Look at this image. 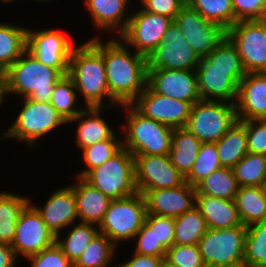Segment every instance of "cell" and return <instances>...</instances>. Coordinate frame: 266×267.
<instances>
[{"mask_svg": "<svg viewBox=\"0 0 266 267\" xmlns=\"http://www.w3.org/2000/svg\"><path fill=\"white\" fill-rule=\"evenodd\" d=\"M145 222L155 228L157 241L166 248H170L174 242V217L146 215Z\"/></svg>", "mask_w": 266, "mask_h": 267, "instance_id": "cell-48", "label": "cell"}, {"mask_svg": "<svg viewBox=\"0 0 266 267\" xmlns=\"http://www.w3.org/2000/svg\"><path fill=\"white\" fill-rule=\"evenodd\" d=\"M12 1L14 2L15 0H0V2H3V3H5V2L8 3V2H12Z\"/></svg>", "mask_w": 266, "mask_h": 267, "instance_id": "cell-56", "label": "cell"}, {"mask_svg": "<svg viewBox=\"0 0 266 267\" xmlns=\"http://www.w3.org/2000/svg\"><path fill=\"white\" fill-rule=\"evenodd\" d=\"M27 259L31 267H74L56 243Z\"/></svg>", "mask_w": 266, "mask_h": 267, "instance_id": "cell-46", "label": "cell"}, {"mask_svg": "<svg viewBox=\"0 0 266 267\" xmlns=\"http://www.w3.org/2000/svg\"><path fill=\"white\" fill-rule=\"evenodd\" d=\"M227 36L236 45L246 73L266 72V23L238 21Z\"/></svg>", "mask_w": 266, "mask_h": 267, "instance_id": "cell-11", "label": "cell"}, {"mask_svg": "<svg viewBox=\"0 0 266 267\" xmlns=\"http://www.w3.org/2000/svg\"><path fill=\"white\" fill-rule=\"evenodd\" d=\"M215 145L221 166L233 168L248 153L245 127L237 120Z\"/></svg>", "mask_w": 266, "mask_h": 267, "instance_id": "cell-29", "label": "cell"}, {"mask_svg": "<svg viewBox=\"0 0 266 267\" xmlns=\"http://www.w3.org/2000/svg\"><path fill=\"white\" fill-rule=\"evenodd\" d=\"M162 267H177V266H174V265H171L170 263H168L165 259L162 263Z\"/></svg>", "mask_w": 266, "mask_h": 267, "instance_id": "cell-55", "label": "cell"}, {"mask_svg": "<svg viewBox=\"0 0 266 267\" xmlns=\"http://www.w3.org/2000/svg\"><path fill=\"white\" fill-rule=\"evenodd\" d=\"M132 105L145 117L172 128L185 127L192 105L154 92L148 85Z\"/></svg>", "mask_w": 266, "mask_h": 267, "instance_id": "cell-18", "label": "cell"}, {"mask_svg": "<svg viewBox=\"0 0 266 267\" xmlns=\"http://www.w3.org/2000/svg\"><path fill=\"white\" fill-rule=\"evenodd\" d=\"M98 233V226H95L94 224L79 222L77 225H75L74 223L71 231L67 232V237L61 239V233L56 235L55 243L60 247L66 257L74 264L81 256L89 242Z\"/></svg>", "mask_w": 266, "mask_h": 267, "instance_id": "cell-34", "label": "cell"}, {"mask_svg": "<svg viewBox=\"0 0 266 267\" xmlns=\"http://www.w3.org/2000/svg\"><path fill=\"white\" fill-rule=\"evenodd\" d=\"M127 119L121 128L125 137L122 147L133 156L169 155L174 128L145 117L132 104L122 105Z\"/></svg>", "mask_w": 266, "mask_h": 267, "instance_id": "cell-4", "label": "cell"}, {"mask_svg": "<svg viewBox=\"0 0 266 267\" xmlns=\"http://www.w3.org/2000/svg\"><path fill=\"white\" fill-rule=\"evenodd\" d=\"M235 106L237 120L266 119V72L246 73Z\"/></svg>", "mask_w": 266, "mask_h": 267, "instance_id": "cell-21", "label": "cell"}, {"mask_svg": "<svg viewBox=\"0 0 266 267\" xmlns=\"http://www.w3.org/2000/svg\"><path fill=\"white\" fill-rule=\"evenodd\" d=\"M23 101V107L15 122L2 134L3 139H19L31 147L35 141L49 135L58 126L68 124L50 102H38L28 98H23Z\"/></svg>", "mask_w": 266, "mask_h": 267, "instance_id": "cell-6", "label": "cell"}, {"mask_svg": "<svg viewBox=\"0 0 266 267\" xmlns=\"http://www.w3.org/2000/svg\"><path fill=\"white\" fill-rule=\"evenodd\" d=\"M101 110V107H84L83 111L68 121V123L80 122L76 129L75 143L81 151L99 141L110 139L116 134L101 116Z\"/></svg>", "mask_w": 266, "mask_h": 267, "instance_id": "cell-26", "label": "cell"}, {"mask_svg": "<svg viewBox=\"0 0 266 267\" xmlns=\"http://www.w3.org/2000/svg\"><path fill=\"white\" fill-rule=\"evenodd\" d=\"M234 17L238 21L263 20L266 0H232Z\"/></svg>", "mask_w": 266, "mask_h": 267, "instance_id": "cell-47", "label": "cell"}, {"mask_svg": "<svg viewBox=\"0 0 266 267\" xmlns=\"http://www.w3.org/2000/svg\"><path fill=\"white\" fill-rule=\"evenodd\" d=\"M56 235L47 227L31 202L22 210L11 244L16 256L28 258L52 246Z\"/></svg>", "mask_w": 266, "mask_h": 267, "instance_id": "cell-14", "label": "cell"}, {"mask_svg": "<svg viewBox=\"0 0 266 267\" xmlns=\"http://www.w3.org/2000/svg\"><path fill=\"white\" fill-rule=\"evenodd\" d=\"M195 188L196 195H208L226 200H235L239 185L233 169L221 167L200 181Z\"/></svg>", "mask_w": 266, "mask_h": 267, "instance_id": "cell-32", "label": "cell"}, {"mask_svg": "<svg viewBox=\"0 0 266 267\" xmlns=\"http://www.w3.org/2000/svg\"><path fill=\"white\" fill-rule=\"evenodd\" d=\"M36 1H38V3H39V2H42V3L46 2V3H47V2H49L50 0H36Z\"/></svg>", "mask_w": 266, "mask_h": 267, "instance_id": "cell-57", "label": "cell"}, {"mask_svg": "<svg viewBox=\"0 0 266 267\" xmlns=\"http://www.w3.org/2000/svg\"><path fill=\"white\" fill-rule=\"evenodd\" d=\"M0 83L6 82V70L0 66Z\"/></svg>", "mask_w": 266, "mask_h": 267, "instance_id": "cell-53", "label": "cell"}, {"mask_svg": "<svg viewBox=\"0 0 266 267\" xmlns=\"http://www.w3.org/2000/svg\"><path fill=\"white\" fill-rule=\"evenodd\" d=\"M201 100L236 103L239 82L245 77L244 68L214 67L199 64L196 68Z\"/></svg>", "mask_w": 266, "mask_h": 267, "instance_id": "cell-15", "label": "cell"}, {"mask_svg": "<svg viewBox=\"0 0 266 267\" xmlns=\"http://www.w3.org/2000/svg\"><path fill=\"white\" fill-rule=\"evenodd\" d=\"M236 121L235 103L200 100L192 105L185 128L201 143H216Z\"/></svg>", "mask_w": 266, "mask_h": 267, "instance_id": "cell-8", "label": "cell"}, {"mask_svg": "<svg viewBox=\"0 0 266 267\" xmlns=\"http://www.w3.org/2000/svg\"><path fill=\"white\" fill-rule=\"evenodd\" d=\"M8 95L7 93V83H0V105L4 101V97Z\"/></svg>", "mask_w": 266, "mask_h": 267, "instance_id": "cell-52", "label": "cell"}, {"mask_svg": "<svg viewBox=\"0 0 266 267\" xmlns=\"http://www.w3.org/2000/svg\"><path fill=\"white\" fill-rule=\"evenodd\" d=\"M238 121L246 130L248 152L266 155V119Z\"/></svg>", "mask_w": 266, "mask_h": 267, "instance_id": "cell-45", "label": "cell"}, {"mask_svg": "<svg viewBox=\"0 0 266 267\" xmlns=\"http://www.w3.org/2000/svg\"><path fill=\"white\" fill-rule=\"evenodd\" d=\"M221 167L215 143H202L190 172L185 176V182L195 187Z\"/></svg>", "mask_w": 266, "mask_h": 267, "instance_id": "cell-40", "label": "cell"}, {"mask_svg": "<svg viewBox=\"0 0 266 267\" xmlns=\"http://www.w3.org/2000/svg\"><path fill=\"white\" fill-rule=\"evenodd\" d=\"M18 257L12 246L6 243H0V267H14Z\"/></svg>", "mask_w": 266, "mask_h": 267, "instance_id": "cell-51", "label": "cell"}, {"mask_svg": "<svg viewBox=\"0 0 266 267\" xmlns=\"http://www.w3.org/2000/svg\"><path fill=\"white\" fill-rule=\"evenodd\" d=\"M263 21L266 23V13H265V17H264Z\"/></svg>", "mask_w": 266, "mask_h": 267, "instance_id": "cell-58", "label": "cell"}, {"mask_svg": "<svg viewBox=\"0 0 266 267\" xmlns=\"http://www.w3.org/2000/svg\"><path fill=\"white\" fill-rule=\"evenodd\" d=\"M146 215L145 200L139 192L111 200L98 226L99 233L106 235L116 246L121 241H132L144 224Z\"/></svg>", "mask_w": 266, "mask_h": 267, "instance_id": "cell-7", "label": "cell"}, {"mask_svg": "<svg viewBox=\"0 0 266 267\" xmlns=\"http://www.w3.org/2000/svg\"><path fill=\"white\" fill-rule=\"evenodd\" d=\"M235 203L243 225L266 221V186L239 187Z\"/></svg>", "mask_w": 266, "mask_h": 267, "instance_id": "cell-27", "label": "cell"}, {"mask_svg": "<svg viewBox=\"0 0 266 267\" xmlns=\"http://www.w3.org/2000/svg\"><path fill=\"white\" fill-rule=\"evenodd\" d=\"M199 64H212L214 67L243 68L236 45L226 36L223 41Z\"/></svg>", "mask_w": 266, "mask_h": 267, "instance_id": "cell-42", "label": "cell"}, {"mask_svg": "<svg viewBox=\"0 0 266 267\" xmlns=\"http://www.w3.org/2000/svg\"><path fill=\"white\" fill-rule=\"evenodd\" d=\"M28 28L0 22V66L7 70L27 50Z\"/></svg>", "mask_w": 266, "mask_h": 267, "instance_id": "cell-30", "label": "cell"}, {"mask_svg": "<svg viewBox=\"0 0 266 267\" xmlns=\"http://www.w3.org/2000/svg\"><path fill=\"white\" fill-rule=\"evenodd\" d=\"M74 47L68 36L54 29H28L27 50L41 63L68 74Z\"/></svg>", "mask_w": 266, "mask_h": 267, "instance_id": "cell-16", "label": "cell"}, {"mask_svg": "<svg viewBox=\"0 0 266 267\" xmlns=\"http://www.w3.org/2000/svg\"><path fill=\"white\" fill-rule=\"evenodd\" d=\"M134 238L136 241L135 253L147 256L165 257L166 248L157 241L155 236V228H151L146 222L136 233Z\"/></svg>", "mask_w": 266, "mask_h": 267, "instance_id": "cell-44", "label": "cell"}, {"mask_svg": "<svg viewBox=\"0 0 266 267\" xmlns=\"http://www.w3.org/2000/svg\"><path fill=\"white\" fill-rule=\"evenodd\" d=\"M119 37L102 42L110 97L118 106L132 104L146 88L148 72L146 57L130 52V47Z\"/></svg>", "mask_w": 266, "mask_h": 267, "instance_id": "cell-1", "label": "cell"}, {"mask_svg": "<svg viewBox=\"0 0 266 267\" xmlns=\"http://www.w3.org/2000/svg\"><path fill=\"white\" fill-rule=\"evenodd\" d=\"M121 148L122 139H117V134L110 139L99 141L83 148V160L87 165V169L81 171L76 177L84 178L92 169L104 164Z\"/></svg>", "mask_w": 266, "mask_h": 267, "instance_id": "cell-41", "label": "cell"}, {"mask_svg": "<svg viewBox=\"0 0 266 267\" xmlns=\"http://www.w3.org/2000/svg\"><path fill=\"white\" fill-rule=\"evenodd\" d=\"M33 206L55 235L79 219L76 199L71 186L58 188L51 194L44 206L40 208L35 204Z\"/></svg>", "mask_w": 266, "mask_h": 267, "instance_id": "cell-22", "label": "cell"}, {"mask_svg": "<svg viewBox=\"0 0 266 267\" xmlns=\"http://www.w3.org/2000/svg\"><path fill=\"white\" fill-rule=\"evenodd\" d=\"M206 20L219 24L227 31L236 23L232 0H187Z\"/></svg>", "mask_w": 266, "mask_h": 267, "instance_id": "cell-38", "label": "cell"}, {"mask_svg": "<svg viewBox=\"0 0 266 267\" xmlns=\"http://www.w3.org/2000/svg\"><path fill=\"white\" fill-rule=\"evenodd\" d=\"M173 21L201 59L210 54L227 36L226 29L206 20L188 3L181 8Z\"/></svg>", "mask_w": 266, "mask_h": 267, "instance_id": "cell-12", "label": "cell"}, {"mask_svg": "<svg viewBox=\"0 0 266 267\" xmlns=\"http://www.w3.org/2000/svg\"><path fill=\"white\" fill-rule=\"evenodd\" d=\"M243 262L247 267L266 266V221L247 226Z\"/></svg>", "mask_w": 266, "mask_h": 267, "instance_id": "cell-37", "label": "cell"}, {"mask_svg": "<svg viewBox=\"0 0 266 267\" xmlns=\"http://www.w3.org/2000/svg\"><path fill=\"white\" fill-rule=\"evenodd\" d=\"M129 0H84L97 29L116 30L120 36L126 29L130 15H125Z\"/></svg>", "mask_w": 266, "mask_h": 267, "instance_id": "cell-24", "label": "cell"}, {"mask_svg": "<svg viewBox=\"0 0 266 267\" xmlns=\"http://www.w3.org/2000/svg\"><path fill=\"white\" fill-rule=\"evenodd\" d=\"M232 169L239 187L266 186V155L248 152Z\"/></svg>", "mask_w": 266, "mask_h": 267, "instance_id": "cell-35", "label": "cell"}, {"mask_svg": "<svg viewBox=\"0 0 266 267\" xmlns=\"http://www.w3.org/2000/svg\"><path fill=\"white\" fill-rule=\"evenodd\" d=\"M134 170L137 190L168 189L185 183L169 155L134 156Z\"/></svg>", "mask_w": 266, "mask_h": 267, "instance_id": "cell-17", "label": "cell"}, {"mask_svg": "<svg viewBox=\"0 0 266 267\" xmlns=\"http://www.w3.org/2000/svg\"><path fill=\"white\" fill-rule=\"evenodd\" d=\"M172 22V18L140 9L130 15L126 29L119 37L128 46L135 47V52L146 57L160 45Z\"/></svg>", "mask_w": 266, "mask_h": 267, "instance_id": "cell-13", "label": "cell"}, {"mask_svg": "<svg viewBox=\"0 0 266 267\" xmlns=\"http://www.w3.org/2000/svg\"><path fill=\"white\" fill-rule=\"evenodd\" d=\"M208 227L196 208L174 217V242L176 245H197Z\"/></svg>", "mask_w": 266, "mask_h": 267, "instance_id": "cell-33", "label": "cell"}, {"mask_svg": "<svg viewBox=\"0 0 266 267\" xmlns=\"http://www.w3.org/2000/svg\"><path fill=\"white\" fill-rule=\"evenodd\" d=\"M196 208L203 215L210 229L233 228L243 225L235 200L208 195H196Z\"/></svg>", "mask_w": 266, "mask_h": 267, "instance_id": "cell-25", "label": "cell"}, {"mask_svg": "<svg viewBox=\"0 0 266 267\" xmlns=\"http://www.w3.org/2000/svg\"><path fill=\"white\" fill-rule=\"evenodd\" d=\"M77 94L74 81L68 74L63 75L54 85L50 103L67 122L84 110L74 107L77 102Z\"/></svg>", "mask_w": 266, "mask_h": 267, "instance_id": "cell-39", "label": "cell"}, {"mask_svg": "<svg viewBox=\"0 0 266 267\" xmlns=\"http://www.w3.org/2000/svg\"><path fill=\"white\" fill-rule=\"evenodd\" d=\"M147 85L156 93L191 105L201 100L196 70H147Z\"/></svg>", "mask_w": 266, "mask_h": 267, "instance_id": "cell-19", "label": "cell"}, {"mask_svg": "<svg viewBox=\"0 0 266 267\" xmlns=\"http://www.w3.org/2000/svg\"><path fill=\"white\" fill-rule=\"evenodd\" d=\"M201 58L188 44L180 27L173 21L160 45L147 56V70H196Z\"/></svg>", "mask_w": 266, "mask_h": 267, "instance_id": "cell-10", "label": "cell"}, {"mask_svg": "<svg viewBox=\"0 0 266 267\" xmlns=\"http://www.w3.org/2000/svg\"><path fill=\"white\" fill-rule=\"evenodd\" d=\"M137 191L144 197L147 215L177 217L196 206V188L187 182L174 188Z\"/></svg>", "mask_w": 266, "mask_h": 267, "instance_id": "cell-20", "label": "cell"}, {"mask_svg": "<svg viewBox=\"0 0 266 267\" xmlns=\"http://www.w3.org/2000/svg\"><path fill=\"white\" fill-rule=\"evenodd\" d=\"M29 202L25 196L6 191L0 193V243L12 244L18 218Z\"/></svg>", "mask_w": 266, "mask_h": 267, "instance_id": "cell-31", "label": "cell"}, {"mask_svg": "<svg viewBox=\"0 0 266 267\" xmlns=\"http://www.w3.org/2000/svg\"><path fill=\"white\" fill-rule=\"evenodd\" d=\"M142 9L174 19L187 0H139Z\"/></svg>", "mask_w": 266, "mask_h": 267, "instance_id": "cell-49", "label": "cell"}, {"mask_svg": "<svg viewBox=\"0 0 266 267\" xmlns=\"http://www.w3.org/2000/svg\"><path fill=\"white\" fill-rule=\"evenodd\" d=\"M77 183L70 184L76 199L77 213L81 223L99 226L111 199L93 187L84 178L76 177Z\"/></svg>", "mask_w": 266, "mask_h": 267, "instance_id": "cell-23", "label": "cell"}, {"mask_svg": "<svg viewBox=\"0 0 266 267\" xmlns=\"http://www.w3.org/2000/svg\"><path fill=\"white\" fill-rule=\"evenodd\" d=\"M64 74L38 61L28 50L6 70L7 93L50 102L54 85Z\"/></svg>", "mask_w": 266, "mask_h": 267, "instance_id": "cell-3", "label": "cell"}, {"mask_svg": "<svg viewBox=\"0 0 266 267\" xmlns=\"http://www.w3.org/2000/svg\"><path fill=\"white\" fill-rule=\"evenodd\" d=\"M133 257L123 264L116 267H162L165 257L147 256L135 253Z\"/></svg>", "mask_w": 266, "mask_h": 267, "instance_id": "cell-50", "label": "cell"}, {"mask_svg": "<svg viewBox=\"0 0 266 267\" xmlns=\"http://www.w3.org/2000/svg\"><path fill=\"white\" fill-rule=\"evenodd\" d=\"M218 267H247L244 262H238L235 264L231 265H223V266H218Z\"/></svg>", "mask_w": 266, "mask_h": 267, "instance_id": "cell-54", "label": "cell"}, {"mask_svg": "<svg viewBox=\"0 0 266 267\" xmlns=\"http://www.w3.org/2000/svg\"><path fill=\"white\" fill-rule=\"evenodd\" d=\"M165 260L177 267H206L197 245L173 244L166 250Z\"/></svg>", "mask_w": 266, "mask_h": 267, "instance_id": "cell-43", "label": "cell"}, {"mask_svg": "<svg viewBox=\"0 0 266 267\" xmlns=\"http://www.w3.org/2000/svg\"><path fill=\"white\" fill-rule=\"evenodd\" d=\"M68 75L73 79L76 90L85 100V107H117L109 94L105 64L102 56V41L92 37L74 47L70 59ZM105 98L109 101L107 105Z\"/></svg>", "mask_w": 266, "mask_h": 267, "instance_id": "cell-2", "label": "cell"}, {"mask_svg": "<svg viewBox=\"0 0 266 267\" xmlns=\"http://www.w3.org/2000/svg\"><path fill=\"white\" fill-rule=\"evenodd\" d=\"M117 246L104 234L98 233L74 263V267H108Z\"/></svg>", "mask_w": 266, "mask_h": 267, "instance_id": "cell-36", "label": "cell"}, {"mask_svg": "<svg viewBox=\"0 0 266 267\" xmlns=\"http://www.w3.org/2000/svg\"><path fill=\"white\" fill-rule=\"evenodd\" d=\"M247 226L210 229L197 244L206 267L231 265L244 261Z\"/></svg>", "mask_w": 266, "mask_h": 267, "instance_id": "cell-9", "label": "cell"}, {"mask_svg": "<svg viewBox=\"0 0 266 267\" xmlns=\"http://www.w3.org/2000/svg\"><path fill=\"white\" fill-rule=\"evenodd\" d=\"M201 144L187 128H174L169 156L172 165L184 177L190 172Z\"/></svg>", "mask_w": 266, "mask_h": 267, "instance_id": "cell-28", "label": "cell"}, {"mask_svg": "<svg viewBox=\"0 0 266 267\" xmlns=\"http://www.w3.org/2000/svg\"><path fill=\"white\" fill-rule=\"evenodd\" d=\"M84 179L111 200L136 194L134 156L122 147L101 166L92 169Z\"/></svg>", "mask_w": 266, "mask_h": 267, "instance_id": "cell-5", "label": "cell"}]
</instances>
